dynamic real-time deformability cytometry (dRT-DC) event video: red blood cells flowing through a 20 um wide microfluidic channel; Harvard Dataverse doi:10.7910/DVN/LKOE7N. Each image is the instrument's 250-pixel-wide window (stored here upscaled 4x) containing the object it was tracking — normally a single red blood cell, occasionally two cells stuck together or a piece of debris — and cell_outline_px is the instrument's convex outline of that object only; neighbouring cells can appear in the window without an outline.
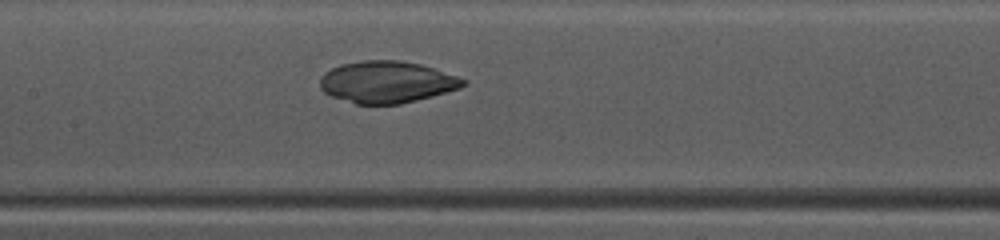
{"species": "common noctule bat (a hibernating species)", "species_latin": "Nyctalus noctula", "temperature_condition": "warm", "stored_images_in_passage": 37, "camera_frame_rate_fps": 3000, "um_per_image_px": 0.085, "animal": {"sex": "female", "body_mass_g": 10.0, "forearm_length_mm": 53.1}, "frame": {"image": 1, "passage_image": 20, "time_ms": 6.333, "image_size_px": [1000, 240], "cell_outline_px": [[468, 84], [460, 88], [432, 96], [400, 104], [356, 104], [332, 96], [324, 92], [320, 88], [320, 80], [324, 72], [340, 64], [364, 60], [396, 60], [420, 64], [468, 80]], "centroid_in_image_um": [32.87, 6.97], "position_along_channel_um": 174.5, "area_um2": 34.74}}
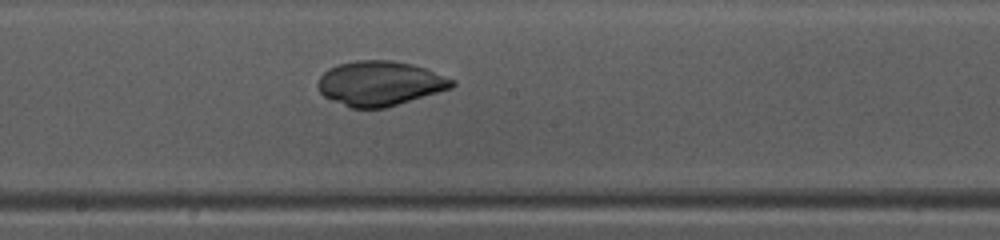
{"frame": {"image": 2, "passage_image": 23, "time_ms": 7.333, "image_size_px": [1000, 240], "cell_outline_px": [[456, 84], [452, 88], [384, 108], [352, 108], [332, 100], [324, 96], [320, 92], [316, 84], [320, 76], [328, 68], [340, 64], [356, 60], [392, 60], [412, 64], [424, 68], [456, 80]], "centroid_in_image_um": [32.28, 7.08], "position_along_channel_um": 215.9, "area_um2": 34.8}}
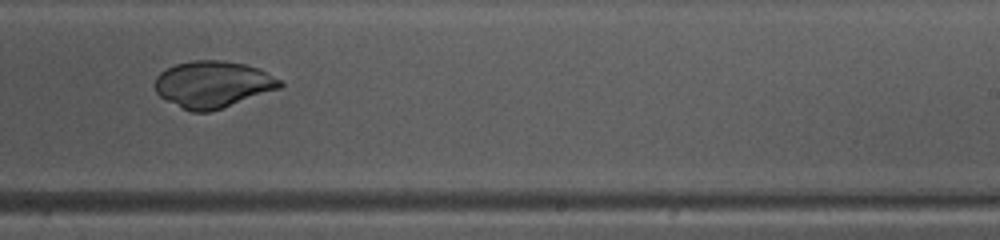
{"frame": {"image": 3, "passage_image": 27, "time_ms": 8.667, "image_size_px": [1000, 240], "cell_outline_px": [[284, 84], [280, 88], [208, 112], [192, 112], [180, 108], [160, 96], [156, 92], [156, 76], [160, 72], [176, 64], [192, 60], [224, 60], [244, 64], [260, 68], [280, 80]], "centroid_in_image_um": [18.08, 7.16], "position_along_channel_um": 270.9, "area_um2": 33.76}}